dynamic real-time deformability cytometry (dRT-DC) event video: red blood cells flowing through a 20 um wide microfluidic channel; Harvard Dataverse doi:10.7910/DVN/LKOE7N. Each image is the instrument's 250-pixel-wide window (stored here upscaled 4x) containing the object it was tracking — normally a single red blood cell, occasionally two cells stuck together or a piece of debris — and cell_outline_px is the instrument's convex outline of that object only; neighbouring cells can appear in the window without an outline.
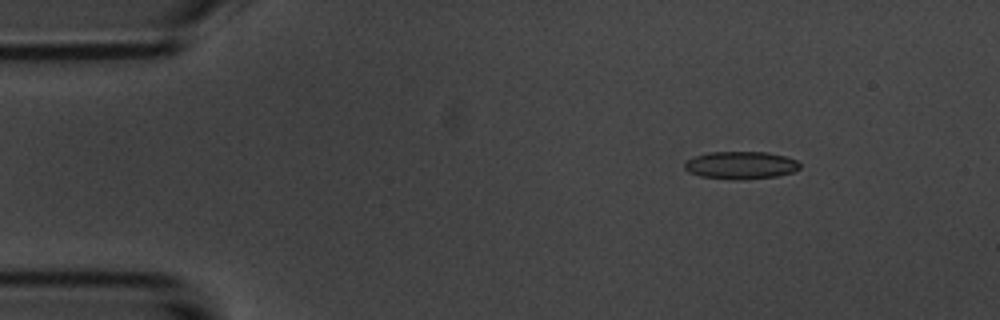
{"species": "common noctule bat (a hibernating species)", "species_latin": "Nyctalus noctula", "temperature_condition": "room temperature", "stored_images_in_passage": 3, "camera_frame_rate_fps": 3000, "um_per_image_px": 0.085, "animal": {"sex": "male", "body_mass_g": 20.1, "forearm_length_mm": 53.5}, "frame": {"image": 1, "passage_image": 1, "time_ms": 0.0, "image_size_px": [1000, 320], "cell_outline_px": [[800, 168], [792, 172], [776, 176], [700, 176], [688, 172], [684, 168], [684, 164], [688, 160], [696, 156], [708, 152], [768, 152], [784, 156], [796, 160], [800, 164]], "centroid_in_image_um": [62.97, 13.97], "position_along_channel_um": 22.0, "area_um2": 17.34}}